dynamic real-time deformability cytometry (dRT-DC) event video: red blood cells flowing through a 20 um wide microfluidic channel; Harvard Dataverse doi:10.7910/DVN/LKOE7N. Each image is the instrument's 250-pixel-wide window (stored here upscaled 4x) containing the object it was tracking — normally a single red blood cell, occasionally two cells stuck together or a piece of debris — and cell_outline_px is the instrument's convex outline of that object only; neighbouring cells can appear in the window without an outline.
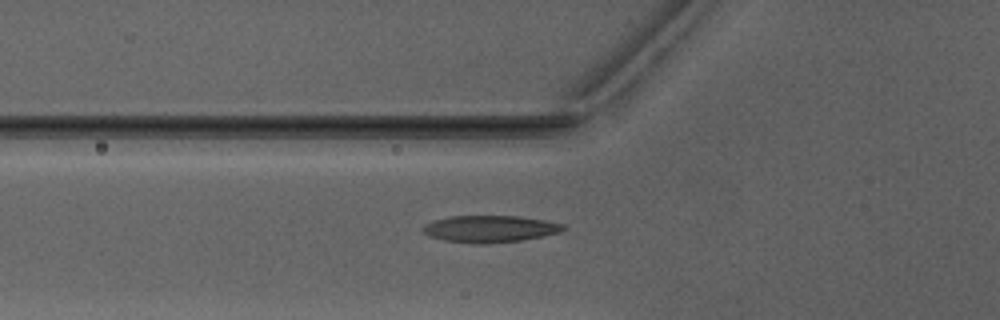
{"species": "Egyptian fruit bat (a non-hibernating species)", "species_latin": "Rousettus aegyptiacus", "temperature_condition": "warm", "stored_images_in_passage": 37, "segment_of_instrument_passage": [1, 2], "camera_frame_rate_fps": 3000, "um_per_image_px": 0.085, "animal": {"sex": "male"}, "frame": {"image": 1, "passage_image": 4, "time_ms": 1.0, "image_size_px": [1000, 320], "cell_outline_px": [[564, 228], [560, 232], [544, 236], [520, 240], [484, 244], [468, 244], [444, 240], [428, 236], [420, 228], [424, 224], [432, 220], [452, 216], [520, 216], [544, 220], [564, 224]], "centroid_in_image_um": [41.59, 19.46], "position_along_channel_um": 84.2, "area_um2": 22.14}}
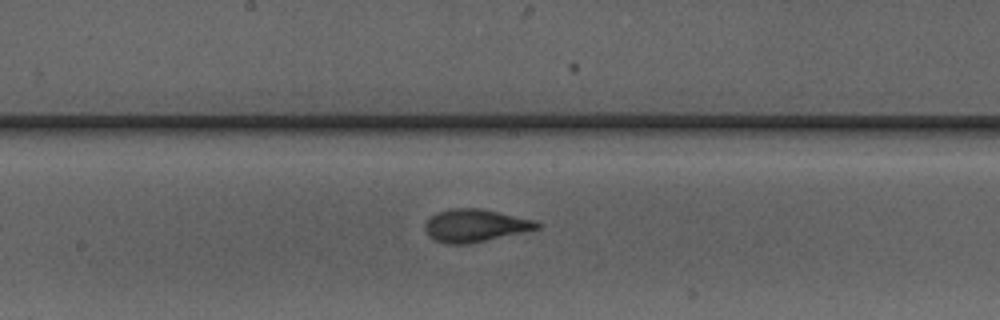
{"frame": {"image": 2, "passage_image": 13, "time_ms": 4.0, "image_size_px": [1000, 320], "cell_outline_px": [[540, 228], [524, 232], [468, 244], [448, 244], [436, 240], [428, 236], [424, 228], [424, 224], [436, 212], [452, 208], [480, 208], [536, 220], [540, 224]], "centroid_in_image_um": [40.38, 19.17], "position_along_channel_um": 207.8, "area_um2": 21.33}}
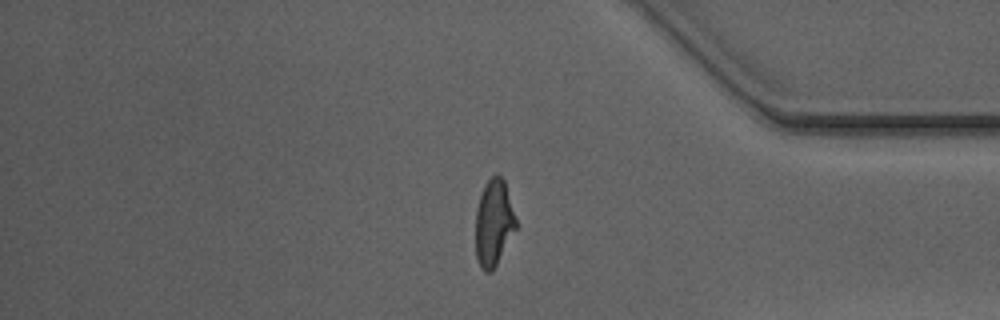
{"frame": {"image": 3, "passage_image": 28, "time_ms": 9.0, "image_size_px": [1000, 320], "cell_outline_px": [[516, 228], [492, 272], [484, 272], [480, 268], [476, 256], [476, 208], [484, 184], [496, 172], [504, 180], [516, 220]], "centroid_in_image_um": [41.95, 18.94], "position_along_channel_um": 393.3, "area_um2": 20.17}}